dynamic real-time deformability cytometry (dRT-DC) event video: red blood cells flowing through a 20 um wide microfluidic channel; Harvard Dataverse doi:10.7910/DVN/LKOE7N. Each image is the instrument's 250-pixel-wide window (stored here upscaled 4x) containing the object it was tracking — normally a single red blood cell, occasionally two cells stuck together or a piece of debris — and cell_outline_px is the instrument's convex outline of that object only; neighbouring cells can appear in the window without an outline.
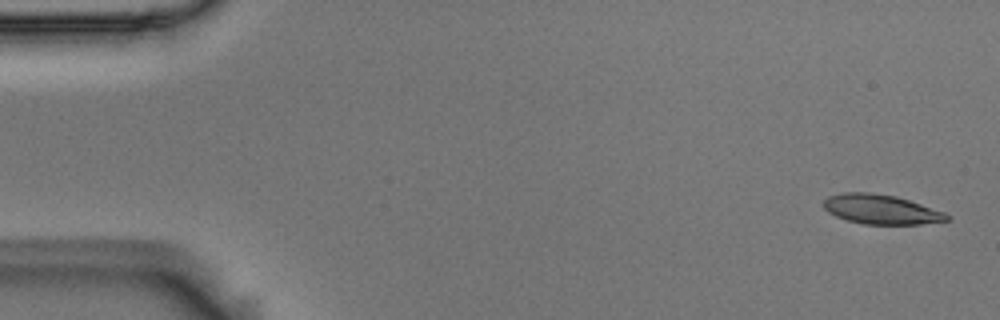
{"species": "Egyptian fruit bat (a non-hibernating species)", "species_latin": "Rousettus aegyptiacus", "temperature_condition": "room temperature", "stored_images_in_passage": 55, "camera_frame_rate_fps": 3000, "um_per_image_px": 0.085, "animal": {"sex": "male"}, "frame": {"image": 1, "passage_image": 2, "time_ms": 0.333, "image_size_px": [1000, 320], "cell_outline_px": [[948, 220], [920, 224], [860, 224], [836, 216], [828, 212], [824, 208], [824, 200], [828, 196], [844, 192], [872, 192], [896, 196], [944, 212], [948, 216]], "centroid_in_image_um": [74.84, 17.79], "position_along_channel_um": 10.2, "area_um2": 21.04}}
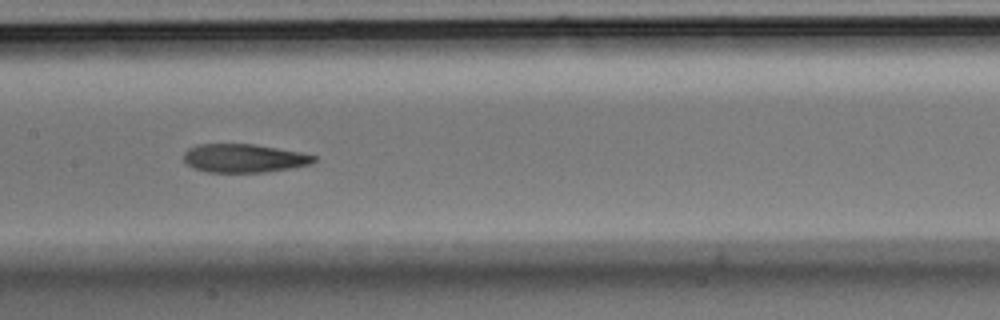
{"frame": {"image": 2, "passage_image": 27, "time_ms": 8.667, "image_size_px": [1000, 320], "cell_outline_px": [[320, 156], [312, 164], [292, 168], [264, 172], [208, 172], [192, 168], [184, 160], [184, 152], [188, 148], [200, 144], [252, 144], [300, 152]], "centroid_in_image_um": [20.77, 13.45], "position_along_channel_um": 186.6, "area_um2": 21.68}}
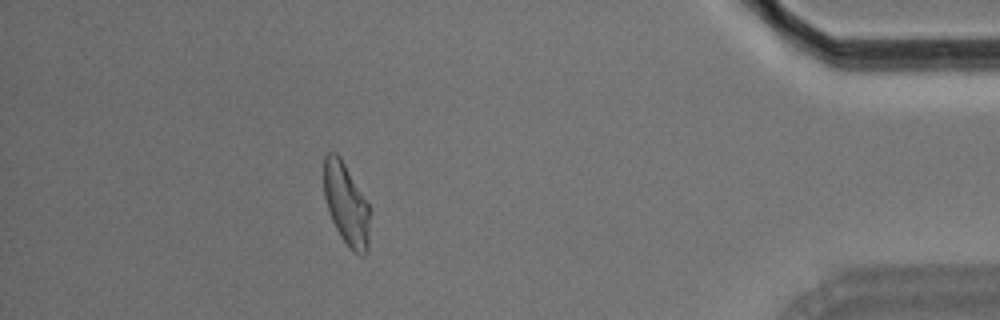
{"frame": {"image": 3, "passage_image": 49, "time_ms": 16.0, "image_size_px": [1000, 320], "cell_outline_px": [[368, 252], [364, 256], [360, 256], [340, 236], [332, 220], [324, 196], [324, 156], [328, 152], [336, 152], [340, 156], [368, 204]], "centroid_in_image_um": [29.41, 17.32], "position_along_channel_um": 405.8, "area_um2": 21.39}, "authors_computed_cell_mechanics": {"area_um2": 22.4842, "velocity_mm_per_s": 3.6475, "shape_relaxation_time_tau1_ms": 9.3998, "shape_relaxation_time_tau2_ms": 1.9836, "deformation_change_tau1": 0.2453, "deformation_change_tau2": 0.0932}}